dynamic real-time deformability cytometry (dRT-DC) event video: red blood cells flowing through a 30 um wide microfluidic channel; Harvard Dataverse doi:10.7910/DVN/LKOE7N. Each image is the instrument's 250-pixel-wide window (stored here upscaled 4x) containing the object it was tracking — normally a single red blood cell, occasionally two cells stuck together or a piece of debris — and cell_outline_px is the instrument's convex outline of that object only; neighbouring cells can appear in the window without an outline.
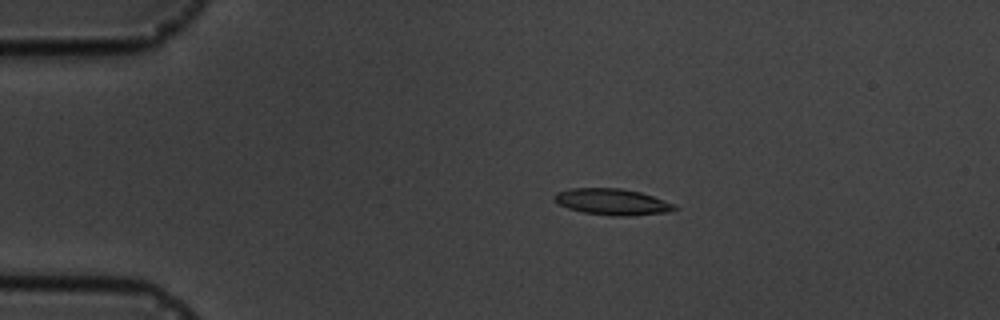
{"species": "common noctule bat (a hibernating species)", "species_latin": "Nyctalus noctula", "temperature_condition": "cold", "stored_images_in_passage": 4, "camera_frame_rate_fps": 3000, "um_per_image_px": 0.085, "animal": {"sex": "male", "body_mass_g": 19.5, "forearm_length_mm": 54.6}, "frame": {"image": 1, "passage_image": 2, "time_ms": 1.0, "image_size_px": [1000, 320], "cell_outline_px": [[680, 208], [668, 212], [624, 216], [612, 216], [584, 212], [568, 208], [552, 200], [552, 196], [556, 192], [572, 188], [620, 188], [640, 192], [676, 204]], "centroid_in_image_um": [52.04, 17.15], "position_along_channel_um": 33.0, "area_um2": 18.44}}
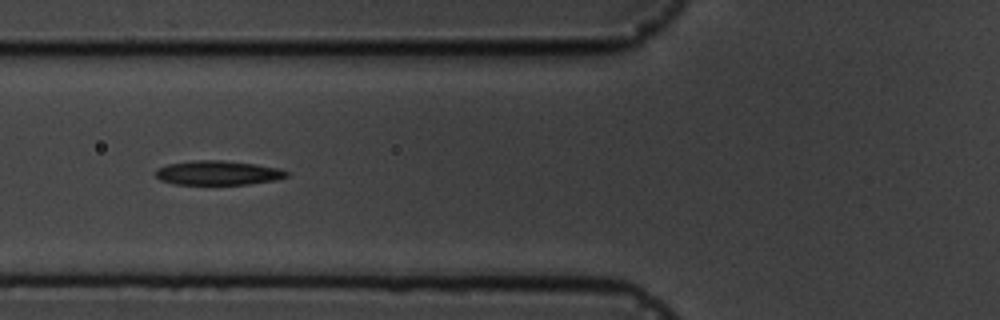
{"frame": {"image": 2, "passage_image": 4, "time_ms": 4.333, "image_size_px": [1000, 320], "cell_outline_px": [[288, 176], [276, 180], [248, 184], [176, 184], [160, 180], [156, 176], [156, 168], [168, 164], [192, 160], [220, 160], [256, 164], [280, 168], [288, 172]], "centroid_in_image_um": [18.53, 14.68], "position_along_channel_um": 107.3, "area_um2": 18.55}}